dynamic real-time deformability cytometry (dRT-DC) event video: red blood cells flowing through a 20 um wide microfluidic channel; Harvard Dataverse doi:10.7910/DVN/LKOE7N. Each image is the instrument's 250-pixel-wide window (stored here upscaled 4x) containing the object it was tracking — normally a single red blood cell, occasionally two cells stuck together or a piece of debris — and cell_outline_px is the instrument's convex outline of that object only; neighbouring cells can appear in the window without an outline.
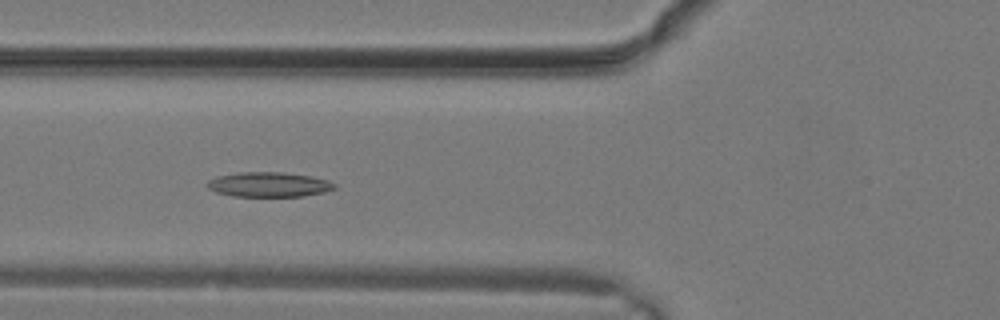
{"species": "common noctule bat (a hibernating species)", "species_latin": "Nyctalus noctula", "temperature_condition": "warm", "stored_images_in_passage": 29, "camera_frame_rate_fps": 3000, "um_per_image_px": 0.085, "animal": {"sex": "male", "body_mass_g": 19.2, "forearm_length_mm": 51.8}, "frame": {"image": 1, "passage_image": 11, "time_ms": 3.333, "image_size_px": [1000, 320], "cell_outline_px": [[336, 188], [324, 192], [304, 196], [232, 196], [216, 192], [208, 188], [208, 180], [216, 176], [240, 172], [280, 172], [312, 176], [328, 180], [336, 184]], "centroid_in_image_um": [22.86, 15.68], "position_along_channel_um": 102.9, "area_um2": 18.38}}
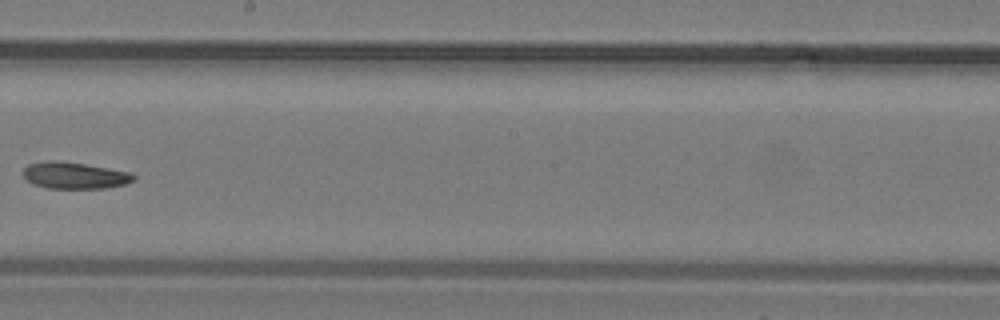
{"frame": {"image": 2, "passage_image": 17, "time_ms": 5.333, "image_size_px": [1000, 320], "cell_outline_px": [[136, 180], [124, 184], [104, 188], [44, 188], [32, 184], [24, 176], [24, 168], [28, 164], [52, 160], [56, 160], [84, 164], [132, 172], [136, 176]], "centroid_in_image_um": [6.36, 14.91], "position_along_channel_um": 241.8, "area_um2": 17.11}}
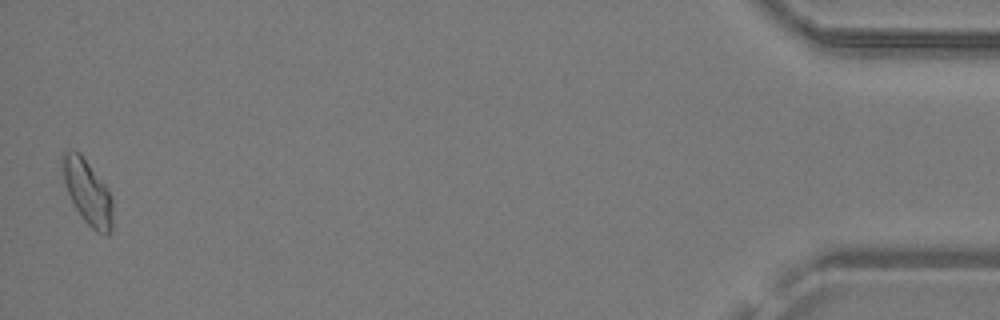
{"frame": {"image": 3, "passage_image": 29, "time_ms": 9.333, "image_size_px": [1000, 320], "cell_outline_px": [[112, 232], [108, 236], [96, 232], [84, 220], [76, 208], [68, 192], [64, 180], [64, 152], [80, 152], [104, 184], [112, 200]], "centroid_in_image_um": [7.5, 16.41], "position_along_channel_um": 427.7, "area_um2": 18.15}}